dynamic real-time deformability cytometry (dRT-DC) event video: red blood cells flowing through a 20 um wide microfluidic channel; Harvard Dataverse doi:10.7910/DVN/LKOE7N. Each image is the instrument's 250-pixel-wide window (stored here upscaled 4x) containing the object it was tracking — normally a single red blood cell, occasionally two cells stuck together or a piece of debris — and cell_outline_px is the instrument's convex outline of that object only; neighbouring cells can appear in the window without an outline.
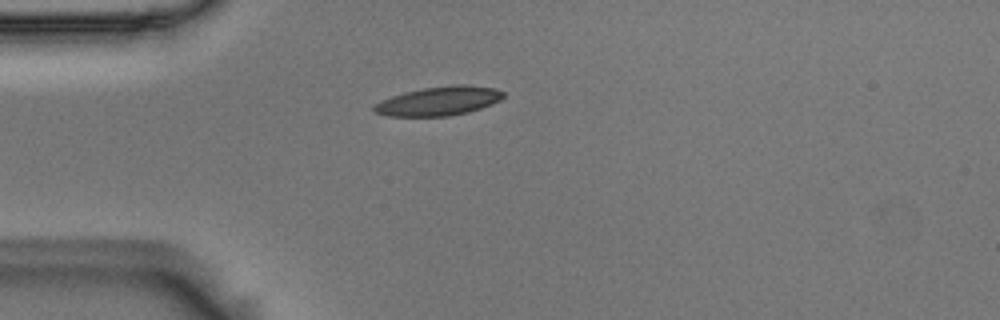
{"species": "Egyptian fruit bat (a non-hibernating species)", "species_latin": "Rousettus aegyptiacus", "temperature_condition": "room temperature", "stored_images_in_passage": 3, "camera_frame_rate_fps": 3000, "um_per_image_px": 0.085, "animal": {"sex": "male"}, "frame": {"image": 1, "passage_image": 2, "time_ms": 0.333, "image_size_px": [1000, 320], "cell_outline_px": [[504, 96], [500, 100], [492, 104], [468, 112], [448, 116], [388, 116], [376, 112], [372, 108], [376, 104], [392, 96], [404, 92], [424, 88], [460, 84], [464, 84], [496, 88], [504, 92]], "centroid_in_image_um": [37.34, 8.58], "position_along_channel_um": 47.7, "area_um2": 21.62}}